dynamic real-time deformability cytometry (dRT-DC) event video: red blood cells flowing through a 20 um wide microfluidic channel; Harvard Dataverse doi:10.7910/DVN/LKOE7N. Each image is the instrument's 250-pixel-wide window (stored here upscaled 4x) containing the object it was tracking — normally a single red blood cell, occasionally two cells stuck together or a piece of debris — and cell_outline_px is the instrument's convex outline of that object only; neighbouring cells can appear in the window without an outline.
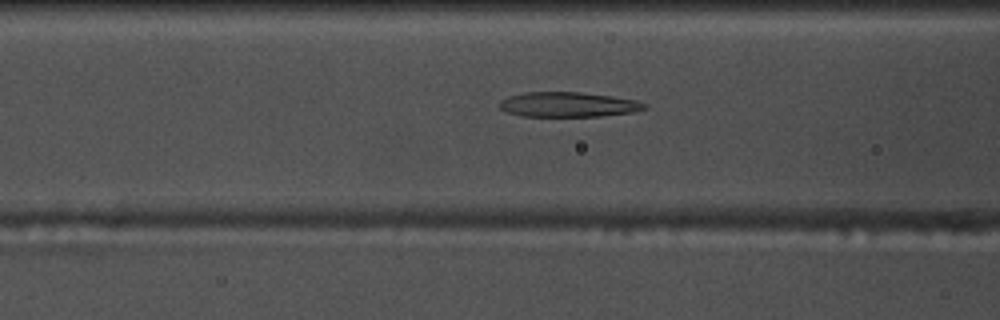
{"species": "common noctule bat (a hibernating species)", "species_latin": "Nyctalus noctula", "temperature_condition": "warm", "stored_images_in_passage": 33, "camera_frame_rate_fps": 3000, "um_per_image_px": 0.085, "animal": {"sex": "male", "body_mass_g": 17.5, "forearm_length_mm": 52.3}, "frame": {"image": 1, "passage_image": 9, "time_ms": 2.667, "image_size_px": [1000, 320], "cell_outline_px": [[648, 108], [636, 112], [600, 116], [520, 116], [508, 112], [500, 108], [500, 100], [508, 96], [524, 92], [580, 92], [612, 96], [636, 100], [648, 104]], "centroid_in_image_um": [48.33, 8.88], "position_along_channel_um": 118.3, "area_um2": 21.15}}
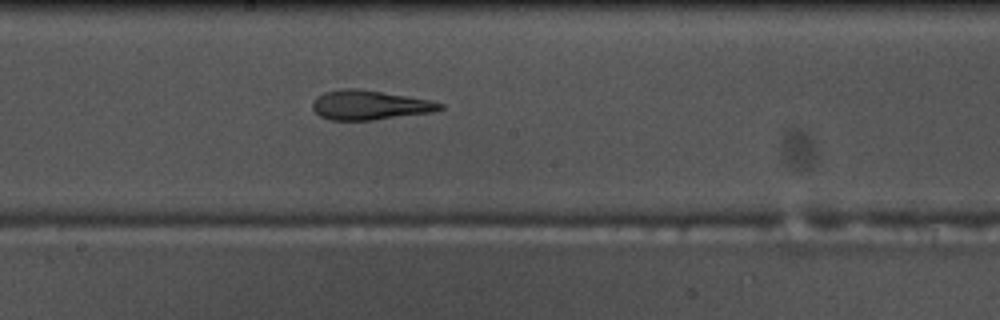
{"frame": {"image": 2, "passage_image": 17, "time_ms": 5.333, "image_size_px": [1000, 320], "cell_outline_px": [[444, 108], [432, 112], [372, 120], [328, 120], [320, 116], [312, 108], [312, 104], [316, 96], [324, 92], [340, 88], [360, 88], [432, 100], [444, 104]], "centroid_in_image_um": [31.4, 8.92], "position_along_channel_um": 216.8, "area_um2": 22.08}}
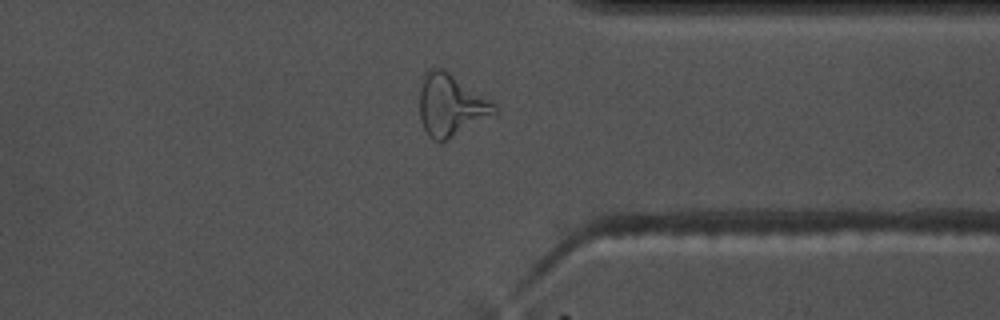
{"frame": {"image": 3, "passage_image": 30, "time_ms": 9.667, "image_size_px": [1000, 320], "cell_outline_px": [[500, 108], [496, 112], [444, 140], [432, 140], [428, 136], [420, 120], [420, 88], [424, 76], [432, 68], [444, 68], [496, 104]], "centroid_in_image_um": [38.29, 8.9], "position_along_channel_um": 373.1, "area_um2": 26.24}}